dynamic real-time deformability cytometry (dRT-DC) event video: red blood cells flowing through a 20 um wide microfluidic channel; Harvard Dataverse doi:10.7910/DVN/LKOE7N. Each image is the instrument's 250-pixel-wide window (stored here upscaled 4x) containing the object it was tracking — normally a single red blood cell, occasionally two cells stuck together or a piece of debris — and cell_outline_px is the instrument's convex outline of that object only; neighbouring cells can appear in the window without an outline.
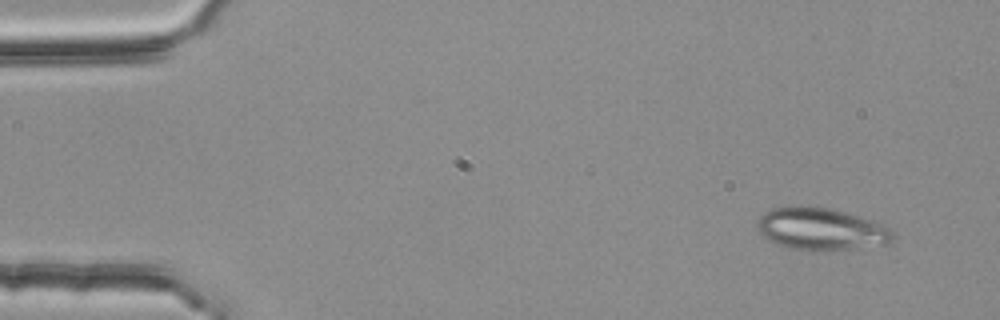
{"species": "common noctule bat (a hibernating species)", "species_latin": "Nyctalus noctula", "temperature_condition": "room temperature", "stored_images_in_passage": 3, "camera_frame_rate_fps": 3000, "um_per_image_px": 0.085, "animal": {"sex": "female", "body_mass_g": 25.1}, "frame": {"image": 1, "passage_image": 1, "time_ms": 0.0, "image_size_px": [1000, 320], "cell_outline_px": [[892, 240], [884, 244], [824, 252], [808, 252], [788, 248], [768, 240], [756, 228], [756, 224], [760, 216], [772, 208], [800, 204], [832, 208], [872, 220], [884, 224], [892, 232]], "centroid_in_image_um": [69.74, 19.46], "position_along_channel_um": 15.3, "area_um2": 33.99}}